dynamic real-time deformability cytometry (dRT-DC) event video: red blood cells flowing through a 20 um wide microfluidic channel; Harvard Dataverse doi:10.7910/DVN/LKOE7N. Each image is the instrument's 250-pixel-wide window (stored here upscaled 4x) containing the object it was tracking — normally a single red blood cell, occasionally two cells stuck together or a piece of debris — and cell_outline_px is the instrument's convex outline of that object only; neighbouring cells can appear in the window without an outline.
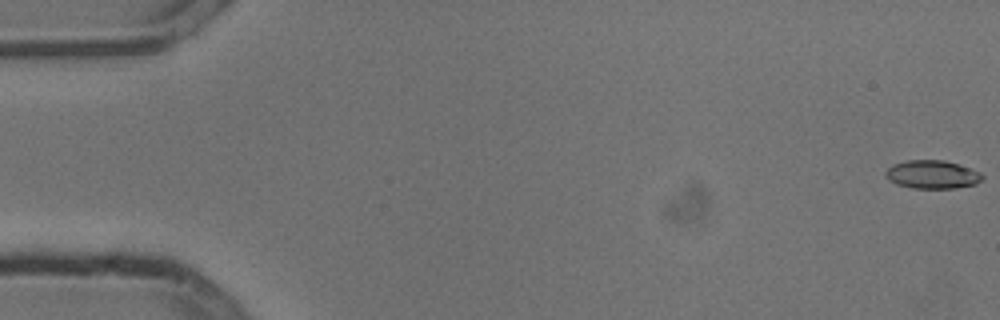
{"species": "common noctule bat (a hibernating species)", "species_latin": "Nyctalus noctula", "temperature_condition": "cold", "stored_images_in_passage": 55, "camera_frame_rate_fps": 3000, "um_per_image_px": 0.085, "animal": {"sex": "male", "body_mass_g": 13.3}, "frame": {"image": 1, "passage_image": 1, "time_ms": 0.0, "image_size_px": [1000, 320], "cell_outline_px": [[984, 176], [976, 184], [956, 188], [912, 188], [896, 184], [888, 180], [884, 176], [884, 172], [892, 164], [908, 160], [944, 160], [980, 172]], "centroid_in_image_um": [79.19, 14.83], "position_along_channel_um": 5.8, "area_um2": 15.95}}
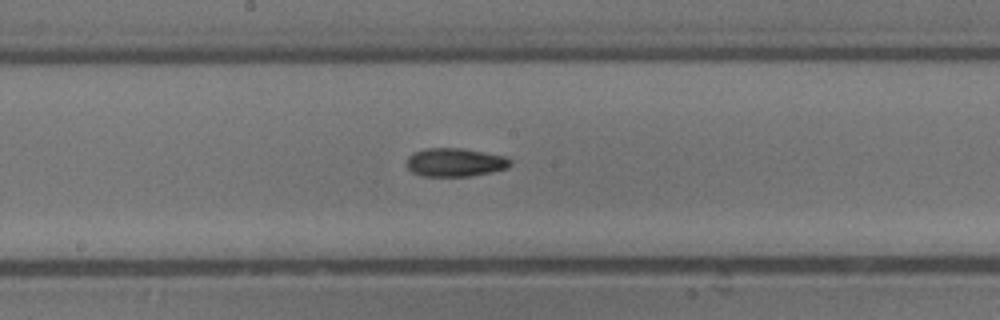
{"frame": {"image": 2, "passage_image": 29, "time_ms": 9.333, "image_size_px": [1000, 320], "cell_outline_px": [[512, 164], [508, 168], [492, 172], [472, 176], [420, 176], [412, 172], [408, 168], [408, 156], [412, 152], [424, 148], [464, 148], [508, 156], [512, 160]], "centroid_in_image_um": [38.73, 13.79], "position_along_channel_um": 209.5, "area_um2": 17.57}}
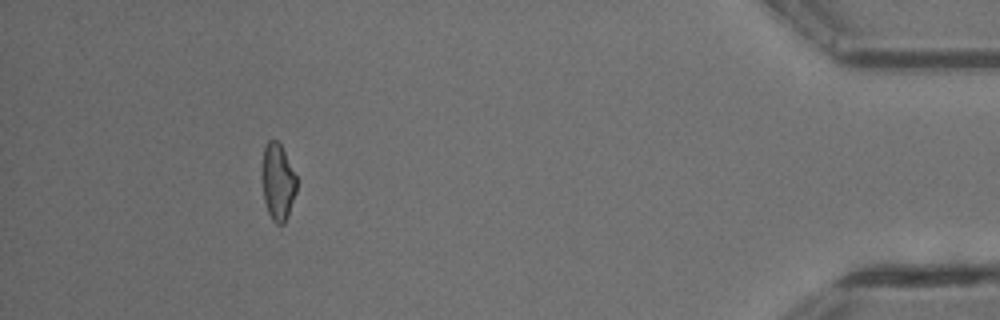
{"frame": {"image": 3, "passage_image": 50, "time_ms": 16.333, "image_size_px": [1000, 320], "cell_outline_px": [[296, 192], [288, 216], [284, 224], [276, 224], [272, 220], [268, 212], [264, 200], [264, 148], [268, 140], [276, 140], [280, 144], [296, 176]], "centroid_in_image_um": [23.65, 15.51], "position_along_channel_um": 411.6, "area_um2": 14.85}, "authors_computed_cell_mechanics": {"area_um2": 16.4152, "velocity_mm_per_s": 3.8127, "shape_relaxation_time_tau1_ms": 6.2465, "shape_relaxation_time_tau2_ms": 5.1683, "deformation_change_tau1": 0.1653, "deformation_change_tau2": 0.1316}}